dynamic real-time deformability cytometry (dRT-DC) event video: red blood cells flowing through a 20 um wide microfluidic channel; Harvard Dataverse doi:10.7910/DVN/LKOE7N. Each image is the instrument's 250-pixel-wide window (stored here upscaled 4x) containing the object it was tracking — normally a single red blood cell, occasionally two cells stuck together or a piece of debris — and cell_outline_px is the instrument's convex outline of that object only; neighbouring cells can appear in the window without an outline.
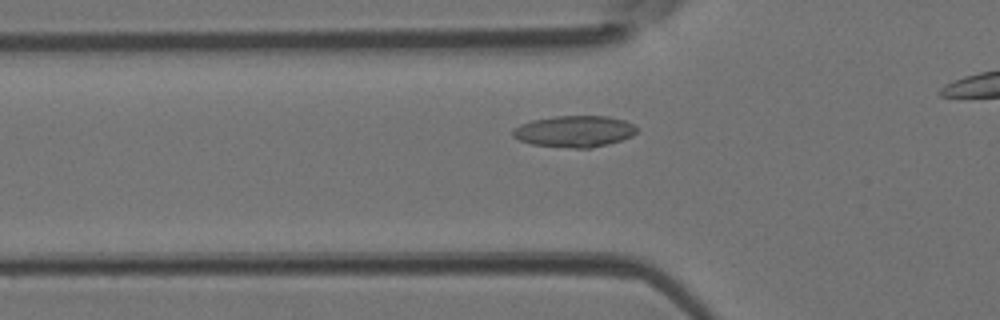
{"species": "Egyptian fruit bat (a non-hibernating species)", "species_latin": "Rousettus aegyptiacus", "temperature_condition": "room temperature", "stored_images_in_passage": 28, "camera_frame_rate_fps": 3000, "um_per_image_px": 0.085, "animal": {"sex": "female"}, "frame": {"image": 1, "passage_image": 11, "time_ms": 3.333, "image_size_px": [1000, 320], "cell_outline_px": [[636, 132], [632, 136], [608, 144], [592, 148], [572, 148], [532, 144], [520, 140], [512, 136], [512, 128], [520, 124], [532, 120], [556, 116], [608, 116], [624, 120], [632, 124], [636, 128]], "centroid_in_image_um": [48.8, 11.16], "position_along_channel_um": 77.0, "area_um2": 22.66}}
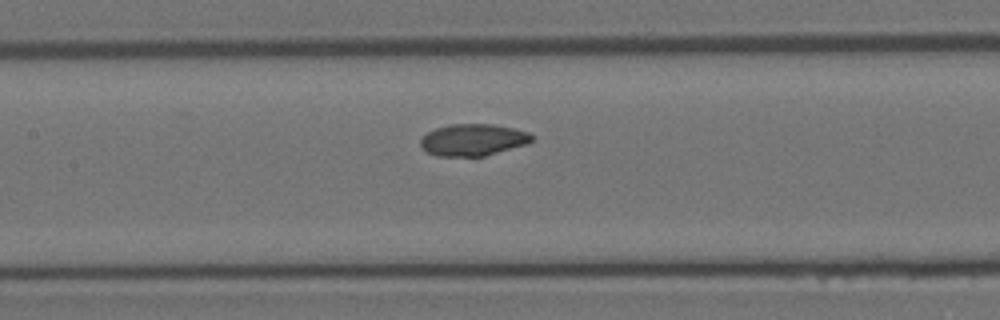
{"frame": {"image": 2, "passage_image": 17, "time_ms": 5.333, "image_size_px": [1000, 320], "cell_outline_px": [[532, 140], [528, 144], [484, 156], [436, 156], [428, 152], [420, 144], [420, 140], [428, 132], [436, 128], [448, 124], [492, 124], [516, 128], [528, 132], [532, 136]], "centroid_in_image_um": [40.23, 11.88], "position_along_channel_um": 167.2, "area_um2": 20.63}}
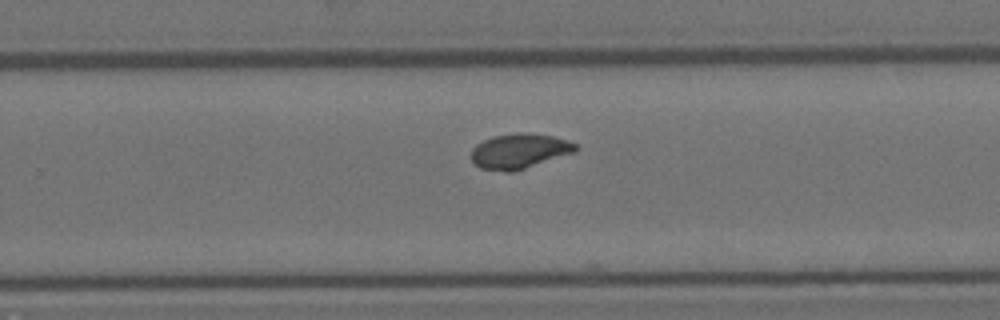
{"frame": {"image": 3, "passage_image": 25, "time_ms": 8.0, "image_size_px": [1000, 320], "cell_outline_px": [[576, 152], [512, 172], [504, 172], [480, 168], [472, 160], [472, 148], [476, 144], [492, 136], [516, 132], [528, 132], [552, 136], [576, 144]], "centroid_in_image_um": [44.12, 12.84], "position_along_channel_um": 285.7, "area_um2": 21.21}}